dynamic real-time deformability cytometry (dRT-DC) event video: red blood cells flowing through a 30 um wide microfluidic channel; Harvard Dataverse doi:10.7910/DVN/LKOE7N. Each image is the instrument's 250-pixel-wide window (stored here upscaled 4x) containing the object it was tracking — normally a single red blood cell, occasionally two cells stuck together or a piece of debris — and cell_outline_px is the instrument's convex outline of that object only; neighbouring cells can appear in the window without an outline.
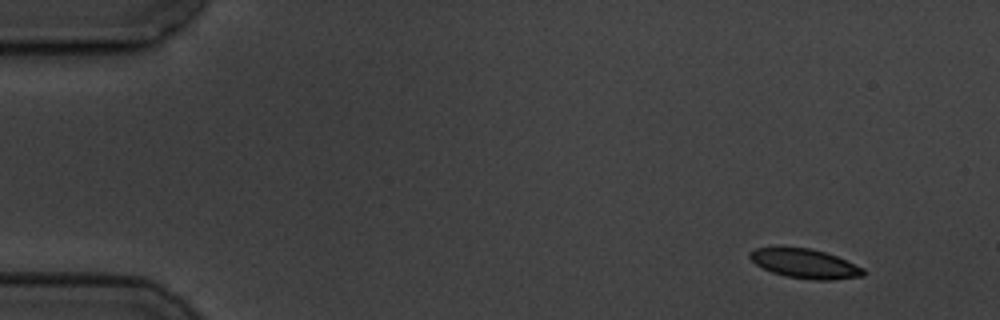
{"species": "common noctule bat (a hibernating species)", "species_latin": "Nyctalus noctula", "temperature_condition": "cold", "stored_images_in_passage": 5, "camera_frame_rate_fps": 3000, "um_per_image_px": 0.085, "animal": {"sex": "male", "body_mass_g": 19.5, "forearm_length_mm": 54.6}, "frame": {"image": 1, "passage_image": 1, "time_ms": 0.0, "image_size_px": [1000, 320], "cell_outline_px": [[864, 276], [832, 280], [816, 280], [784, 276], [772, 272], [756, 264], [748, 256], [748, 252], [756, 248], [812, 248], [836, 256], [864, 268]], "centroid_in_image_um": [68.43, 22.42], "position_along_channel_um": 16.6, "area_um2": 19.19}}
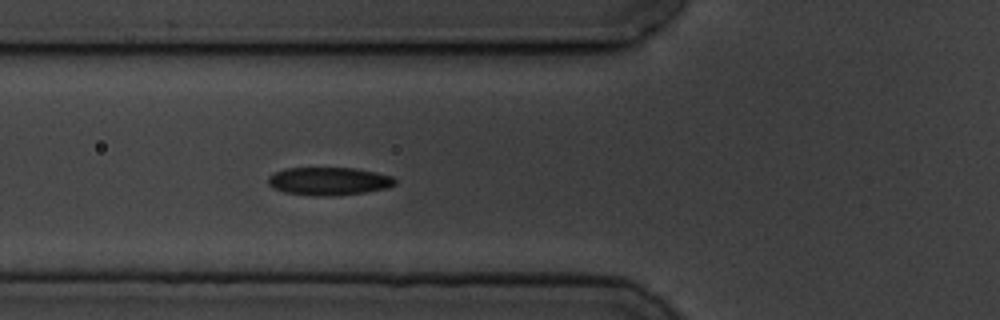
{"frame": {"image": 2, "passage_image": 5, "time_ms": 5.333, "image_size_px": [1000, 320], "cell_outline_px": [[396, 184], [388, 188], [364, 192], [328, 196], [316, 196], [284, 192], [272, 188], [268, 184], [268, 176], [272, 172], [284, 168], [356, 168], [376, 172], [392, 176], [396, 180]], "centroid_in_image_um": [27.92, 15.39], "position_along_channel_um": 97.9, "area_um2": 20.87}}